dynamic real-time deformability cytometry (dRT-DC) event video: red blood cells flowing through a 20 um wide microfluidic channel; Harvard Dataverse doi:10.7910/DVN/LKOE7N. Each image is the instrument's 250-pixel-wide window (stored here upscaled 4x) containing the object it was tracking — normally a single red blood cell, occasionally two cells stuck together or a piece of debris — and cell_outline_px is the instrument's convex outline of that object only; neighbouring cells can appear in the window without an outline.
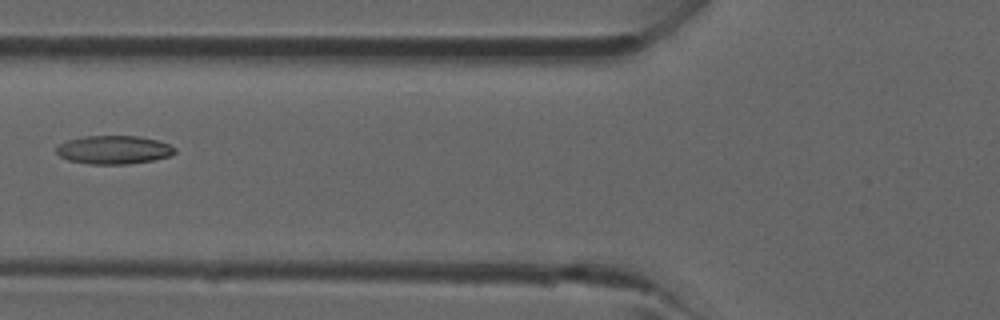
{"species": "common noctule bat (a hibernating species)", "species_latin": "Nyctalus noctula", "temperature_condition": "room temperature", "stored_images_in_passage": 5, "camera_frame_rate_fps": 3000, "um_per_image_px": 0.085, "animal": {"sex": "male", "forearm_length_mm": 52.5}, "frame": {"image": 1, "passage_image": 5, "time_ms": 5.667, "image_size_px": [1000, 320], "cell_outline_px": [[176, 152], [172, 156], [152, 160], [128, 164], [92, 164], [68, 160], [60, 156], [56, 152], [56, 148], [60, 144], [68, 140], [84, 136], [140, 136], [156, 140], [168, 144], [176, 148]], "centroid_in_image_um": [9.69, 12.73], "position_along_channel_um": 116.1, "area_um2": 19.59}}